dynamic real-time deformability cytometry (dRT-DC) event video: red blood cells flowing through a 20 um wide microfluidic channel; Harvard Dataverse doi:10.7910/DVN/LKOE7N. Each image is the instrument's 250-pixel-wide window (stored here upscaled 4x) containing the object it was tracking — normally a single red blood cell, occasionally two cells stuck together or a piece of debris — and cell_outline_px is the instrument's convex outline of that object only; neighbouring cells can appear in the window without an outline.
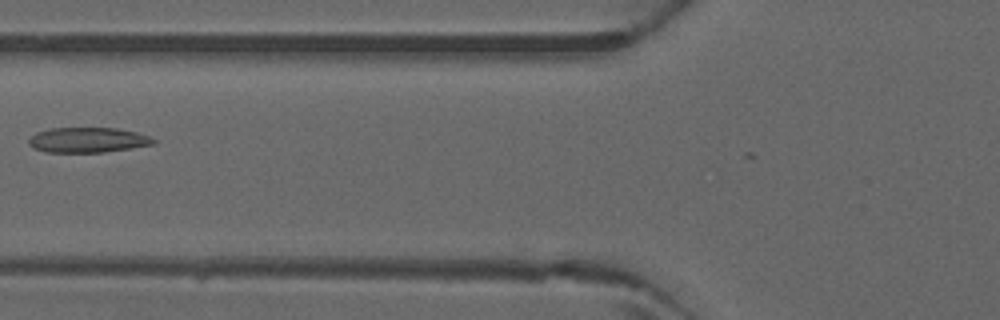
{"species": "common noctule bat (a hibernating species)", "species_latin": "Nyctalus noctula", "temperature_condition": "warm", "stored_images_in_passage": 3, "camera_frame_rate_fps": 3000, "um_per_image_px": 0.085, "animal": {"sex": "male", "forearm_length_mm": 52.5}, "frame": {"image": 1, "passage_image": 3, "time_ms": 0.667, "image_size_px": [1000, 320], "cell_outline_px": [[156, 144], [104, 152], [48, 152], [32, 148], [28, 144], [28, 140], [36, 132], [52, 128], [116, 128], [136, 132], [148, 136], [156, 140]], "centroid_in_image_um": [7.45, 11.9], "position_along_channel_um": 118.3, "area_um2": 18.21}}